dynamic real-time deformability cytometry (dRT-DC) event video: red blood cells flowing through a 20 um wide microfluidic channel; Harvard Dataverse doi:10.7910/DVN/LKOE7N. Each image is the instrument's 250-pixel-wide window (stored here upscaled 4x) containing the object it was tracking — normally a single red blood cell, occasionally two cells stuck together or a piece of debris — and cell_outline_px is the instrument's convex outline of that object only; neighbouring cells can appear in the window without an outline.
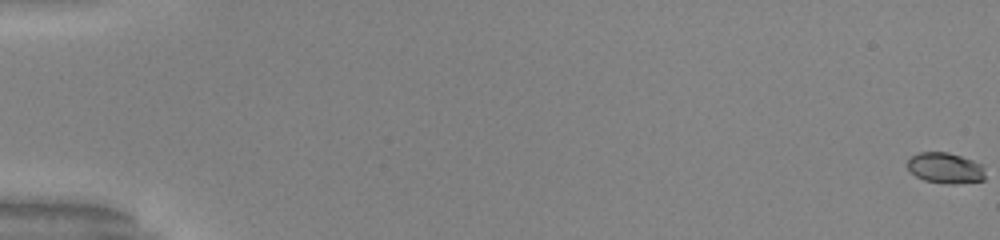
{"species": "common noctule bat (a hibernating species)", "species_latin": "Nyctalus noctula", "temperature_condition": "warm", "stored_images_in_passage": 54, "camera_frame_rate_fps": 3000, "um_per_image_px": 0.085, "animal": {"sex": "male", "body_mass_g": 20.0, "forearm_length_mm": 53.3}, "frame": {"image": 1, "passage_image": 1, "time_ms": 0.0, "image_size_px": [1000, 240], "cell_outline_px": [[984, 180], [956, 184], [944, 184], [924, 180], [916, 176], [908, 168], [908, 160], [912, 156], [920, 152], [948, 152], [984, 164]], "centroid_in_image_um": [80.38, 14.29], "position_along_channel_um": 4.6, "area_um2": 13.99}}
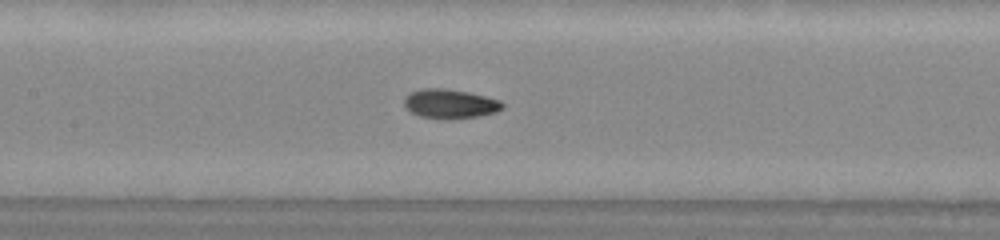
{"frame": {"image": 2, "passage_image": 28, "time_ms": 9.0, "image_size_px": [1000, 240], "cell_outline_px": [[504, 108], [496, 112], [480, 116], [448, 120], [444, 120], [420, 116], [412, 112], [404, 104], [404, 96], [408, 92], [420, 88], [444, 88], [468, 92], [500, 100], [504, 104]], "centroid_in_image_um": [38.24, 8.82], "position_along_channel_um": 169.2, "area_um2": 17.05}}
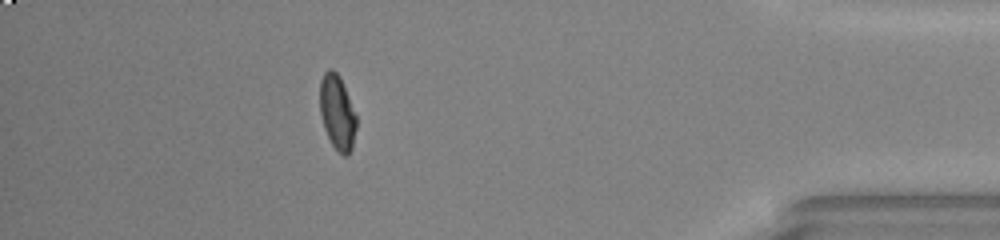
{"frame": {"image": 3, "passage_image": 49, "time_ms": 16.0, "image_size_px": [1000, 240], "cell_outline_px": [[356, 128], [352, 148], [348, 156], [344, 156], [332, 144], [324, 128], [320, 112], [320, 80], [324, 72], [328, 68], [332, 68], [340, 76], [356, 116]], "centroid_in_image_um": [28.66, 9.53], "position_along_channel_um": 406.5, "area_um2": 15.78}, "authors_computed_cell_mechanics": {"area_um2": 15.7794, "velocity_mm_per_s": 4.0083, "shape_relaxation_time_tau1_ms": 5.4891, "shape_relaxation_time_tau2_ms": 0.9082, "deformation_change_tau1": 0.2102, "deformation_change_tau2": 0.0523}}